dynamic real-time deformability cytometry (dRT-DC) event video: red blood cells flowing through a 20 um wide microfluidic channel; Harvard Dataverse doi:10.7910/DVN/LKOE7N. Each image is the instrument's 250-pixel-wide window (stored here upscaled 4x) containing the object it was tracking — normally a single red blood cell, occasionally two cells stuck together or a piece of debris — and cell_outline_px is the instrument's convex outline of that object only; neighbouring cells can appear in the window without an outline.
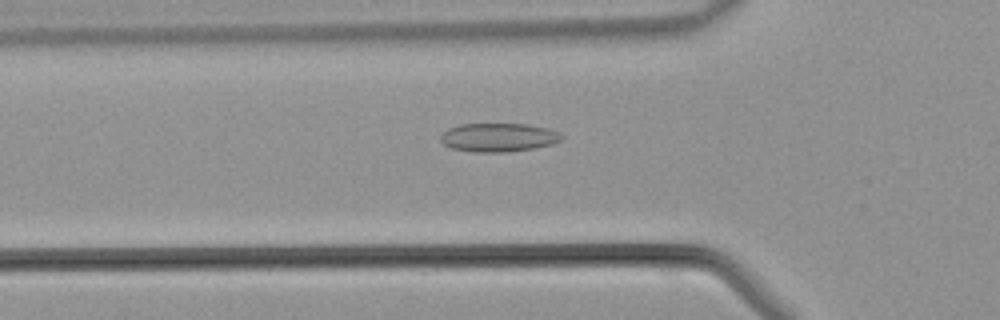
{"species": "common noctule bat (a hibernating species)", "species_latin": "Nyctalus noctula", "temperature_condition": "warm", "stored_images_in_passage": 31, "camera_frame_rate_fps": 3000, "um_per_image_px": 0.085, "animal": {"sex": "male", "body_mass_g": 21.5, "forearm_length_mm": 52.0}, "frame": {"image": 1, "passage_image": 2, "time_ms": 0.333, "image_size_px": [1000, 320], "cell_outline_px": [[564, 136], [560, 140], [552, 144], [536, 148], [508, 152], [472, 152], [452, 148], [444, 144], [440, 140], [440, 136], [448, 128], [460, 124], [528, 124], [548, 128], [560, 132]], "centroid_in_image_um": [42.39, 11.68], "position_along_channel_um": 83.4, "area_um2": 20.35}}
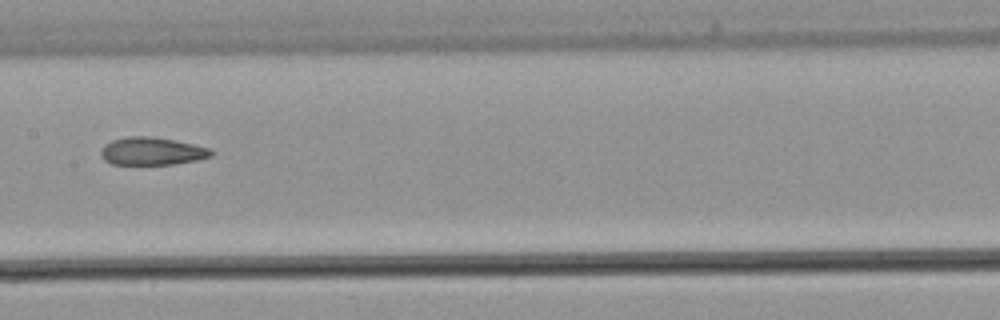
{"frame": {"image": 2, "passage_image": 9, "time_ms": 2.667, "image_size_px": [1000, 320], "cell_outline_px": [[216, 152], [212, 156], [196, 160], [172, 164], [112, 164], [104, 160], [100, 156], [100, 152], [104, 144], [112, 140], [128, 136], [152, 136], [176, 140], [212, 148]], "centroid_in_image_um": [12.94, 12.84], "position_along_channel_um": 194.5, "area_um2": 18.09}}
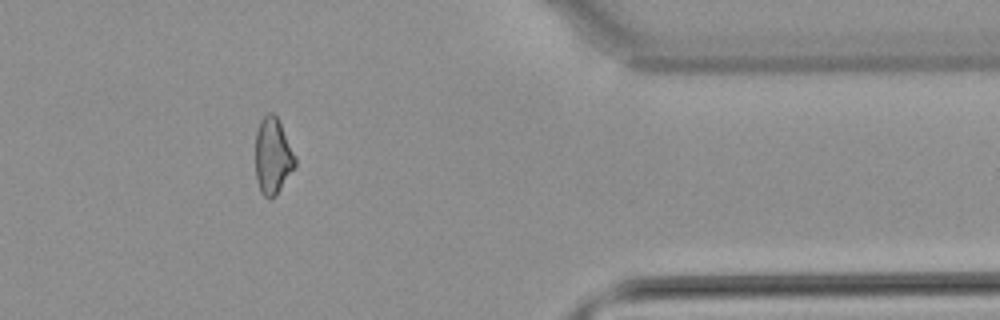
{"frame": {"image": 3, "passage_image": 23, "time_ms": 7.333, "image_size_px": [1000, 320], "cell_outline_px": [[296, 164], [276, 196], [268, 200], [260, 192], [256, 180], [256, 132], [260, 120], [268, 112], [272, 112], [280, 120], [296, 156]], "centroid_in_image_um": [23.19, 13.26], "position_along_channel_um": 388.2, "area_um2": 17.92}}